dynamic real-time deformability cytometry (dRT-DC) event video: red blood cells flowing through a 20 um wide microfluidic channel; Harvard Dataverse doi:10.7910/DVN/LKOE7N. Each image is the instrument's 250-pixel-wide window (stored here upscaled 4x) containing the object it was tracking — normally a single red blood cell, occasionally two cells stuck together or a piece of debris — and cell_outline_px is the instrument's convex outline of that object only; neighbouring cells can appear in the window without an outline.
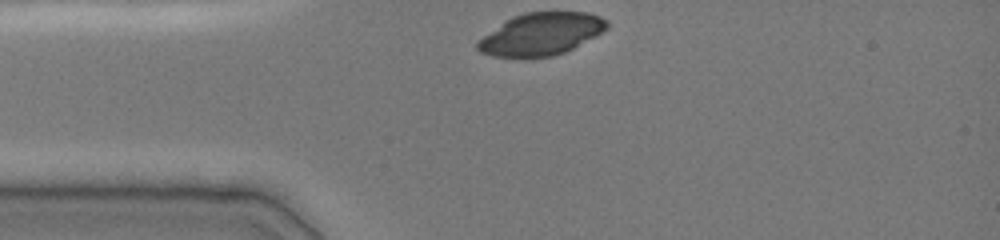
{"species": "common noctule bat (a hibernating species)", "species_latin": "Nyctalus noctula", "temperature_condition": "cold", "stored_images_in_passage": 28, "camera_frame_rate_fps": 3000, "um_per_image_px": 0.085, "animal": {"sex": "female", "body_mass_g": 19.0, "forearm_length_mm": 51.5}, "frame": {"image": 1, "passage_image": 1, "time_ms": 0.0, "image_size_px": [1000, 240], "cell_outline_px": [[608, 28], [572, 48], [564, 52], [552, 56], [524, 60], [520, 60], [492, 56], [480, 52], [476, 48], [476, 44], [484, 36], [504, 20], [512, 16], [524, 12], [588, 12], [600, 16], [608, 20]], "centroid_in_image_um": [45.94, 2.92], "position_along_channel_um": 39.1, "area_um2": 32.37}}